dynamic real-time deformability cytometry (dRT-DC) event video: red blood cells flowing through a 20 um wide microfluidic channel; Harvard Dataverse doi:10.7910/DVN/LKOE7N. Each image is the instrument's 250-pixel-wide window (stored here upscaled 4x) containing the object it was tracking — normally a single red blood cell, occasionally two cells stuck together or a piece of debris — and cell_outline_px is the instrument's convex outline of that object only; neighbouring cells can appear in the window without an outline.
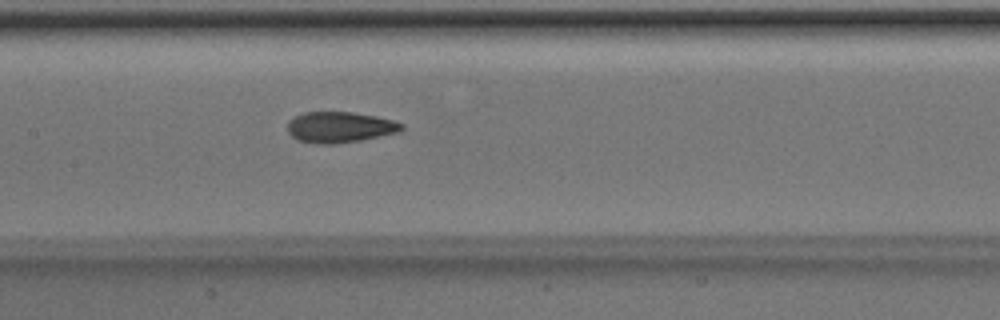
{"species": "Egyptian fruit bat (a non-hibernating species)", "species_latin": "Rousettus aegyptiacus", "temperature_condition": "room temperature", "stored_images_in_passage": 50, "camera_frame_rate_fps": 3000, "um_per_image_px": 0.085, "animal": {"sex": "male"}, "frame": {"image": 1, "passage_image": 25, "time_ms": 8.0, "image_size_px": [1000, 320], "cell_outline_px": [[404, 128], [400, 132], [360, 140], [332, 144], [316, 144], [296, 140], [288, 132], [288, 120], [304, 112], [352, 112], [376, 116], [392, 120], [404, 124]], "centroid_in_image_um": [28.88, 10.81], "position_along_channel_um": 178.5, "area_um2": 20.58}}
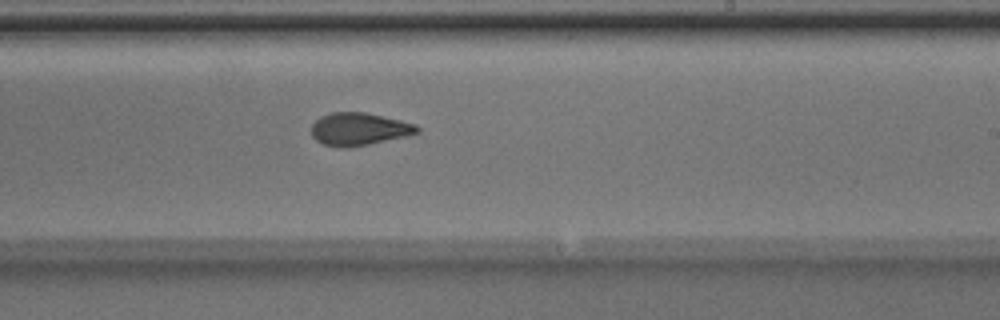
{"frame": {"image": 2, "passage_image": 31, "time_ms": 10.0, "image_size_px": [1000, 320], "cell_outline_px": [[420, 132], [404, 136], [368, 144], [348, 148], [336, 148], [320, 144], [312, 136], [312, 124], [320, 116], [332, 112], [364, 112], [400, 120], [416, 124], [420, 128]], "centroid_in_image_um": [30.47, 10.98], "position_along_channel_um": 258.5, "area_um2": 20.17}}
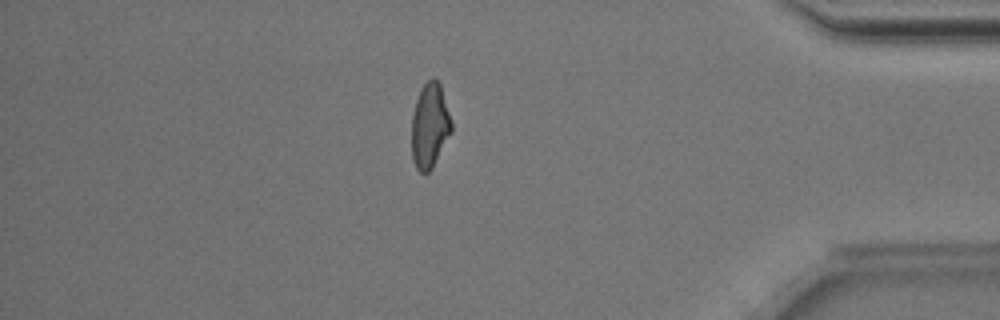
{"frame": {"image": 3, "passage_image": 44, "time_ms": 14.333, "image_size_px": [1000, 320], "cell_outline_px": [[452, 132], [432, 168], [428, 172], [420, 172], [416, 168], [412, 160], [412, 116], [416, 100], [424, 84], [432, 76], [440, 84], [452, 120]], "centroid_in_image_um": [36.54, 10.69], "position_along_channel_um": 398.7, "area_um2": 19.65}}